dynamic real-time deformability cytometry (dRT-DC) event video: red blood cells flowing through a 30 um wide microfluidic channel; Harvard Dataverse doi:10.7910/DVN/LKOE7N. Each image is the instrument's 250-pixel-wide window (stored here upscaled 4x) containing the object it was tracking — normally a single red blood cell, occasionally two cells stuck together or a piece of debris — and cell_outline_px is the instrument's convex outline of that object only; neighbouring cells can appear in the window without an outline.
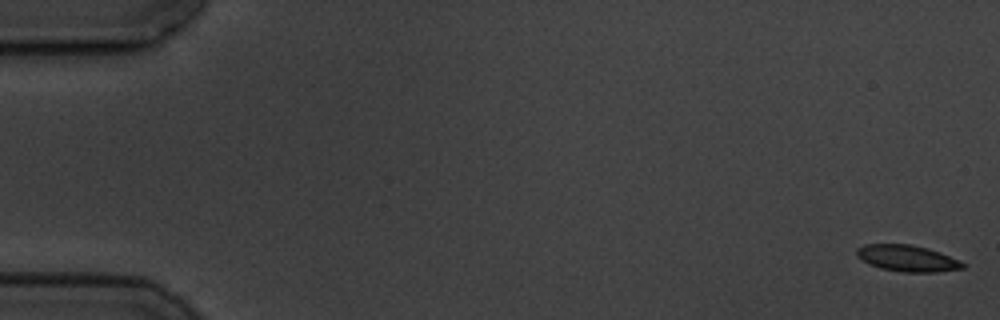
{"species": "common noctule bat (a hibernating species)", "species_latin": "Nyctalus noctula", "temperature_condition": "cold", "stored_images_in_passage": 5, "camera_frame_rate_fps": 3000, "um_per_image_px": 0.085, "animal": {"sex": "male", "body_mass_g": 19.5, "forearm_length_mm": 54.6}, "frame": {"image": 1, "passage_image": 1, "time_ms": 0.0, "image_size_px": [1000, 320], "cell_outline_px": [[964, 268], [936, 272], [904, 272], [880, 268], [856, 256], [856, 248], [864, 244], [912, 244], [928, 248], [940, 252], [960, 260], [964, 264]], "centroid_in_image_um": [77.13, 21.94], "position_along_channel_um": 7.9, "area_um2": 16.24}}
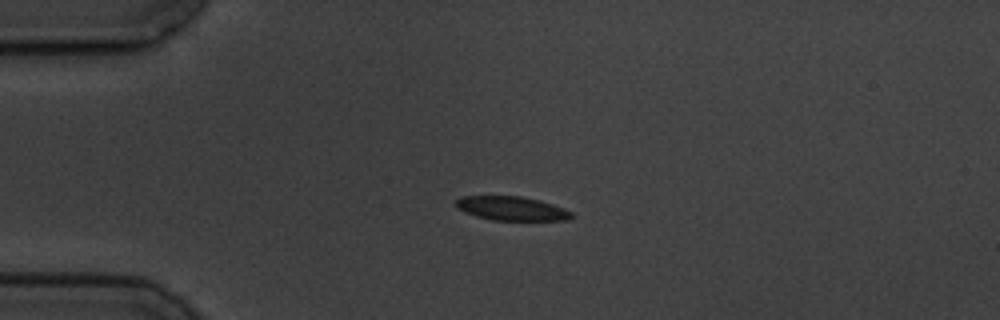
{"frame": {"image": 2, "passage_image": 4, "time_ms": 4.333, "image_size_px": [1000, 320], "cell_outline_px": [[572, 216], [568, 220], [492, 220], [476, 216], [460, 208], [456, 204], [456, 200], [460, 196], [520, 196], [540, 200], [564, 208], [572, 212]], "centroid_in_image_um": [43.53, 17.71], "position_along_channel_um": 41.5, "area_um2": 15.95}}